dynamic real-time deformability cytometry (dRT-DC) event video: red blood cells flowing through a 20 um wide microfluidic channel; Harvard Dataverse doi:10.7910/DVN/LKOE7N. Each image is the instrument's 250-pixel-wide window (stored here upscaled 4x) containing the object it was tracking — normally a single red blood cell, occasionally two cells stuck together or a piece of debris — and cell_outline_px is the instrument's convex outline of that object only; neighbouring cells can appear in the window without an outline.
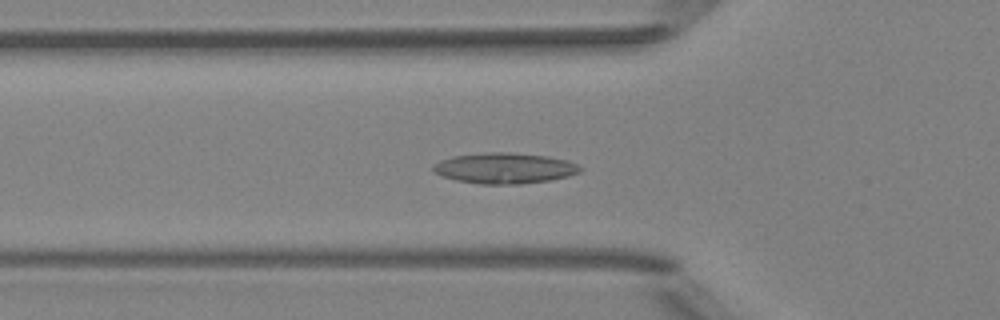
{"species": "Egyptian fruit bat (a non-hibernating species)", "species_latin": "Rousettus aegyptiacus", "temperature_condition": "room temperature", "stored_images_in_passage": 53, "camera_frame_rate_fps": 3000, "um_per_image_px": 0.085, "animal": {"sex": "female"}, "frame": {"image": 1, "passage_image": 18, "time_ms": 5.667, "image_size_px": [1000, 320], "cell_outline_px": [[584, 168], [580, 172], [568, 176], [548, 180], [520, 184], [480, 184], [456, 180], [440, 176], [432, 172], [432, 168], [440, 160], [452, 156], [484, 152], [508, 152], [548, 156], [568, 160]], "centroid_in_image_um": [42.87, 14.29], "position_along_channel_um": 82.9, "area_um2": 26.47}}
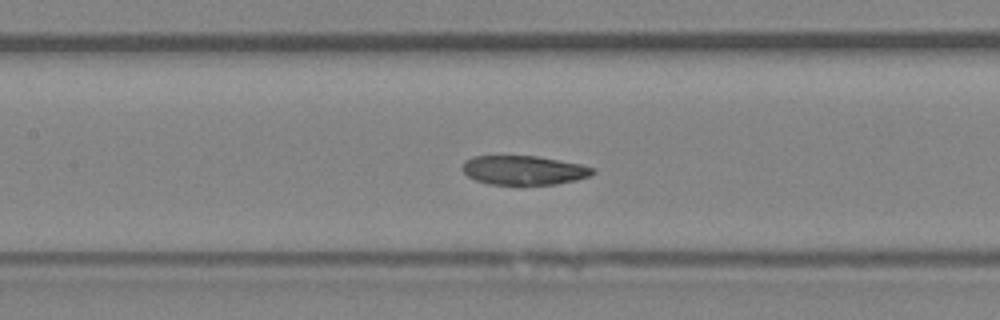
{"frame": {"image": 2, "passage_image": 24, "time_ms": 7.667, "image_size_px": [1000, 320], "cell_outline_px": [[596, 172], [588, 176], [576, 180], [556, 184], [520, 188], [488, 184], [476, 180], [468, 176], [460, 168], [464, 160], [472, 156], [536, 156], [580, 164], [596, 168]], "centroid_in_image_um": [44.49, 14.51], "position_along_channel_um": 162.9, "area_um2": 23.12}}
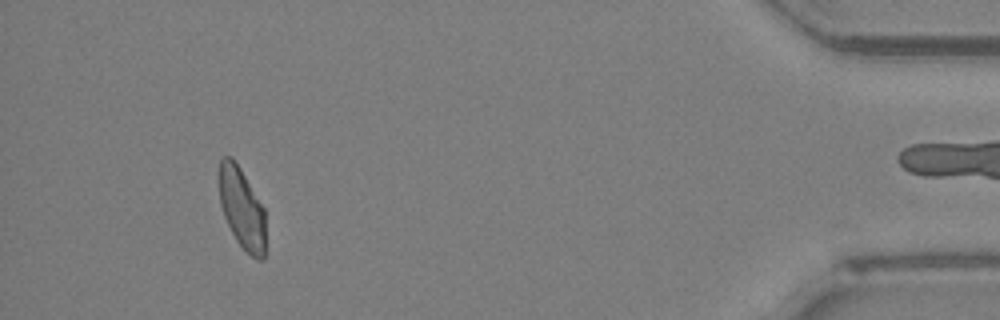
{"frame": {"image": 3, "passage_image": 48, "time_ms": 15.667, "image_size_px": [1000, 320], "cell_outline_px": [[264, 260], [260, 260], [252, 256], [236, 240], [224, 216], [220, 204], [216, 176], [216, 172], [220, 156], [232, 156], [240, 168], [264, 208]], "centroid_in_image_um": [20.48, 17.59], "position_along_channel_um": 414.7, "area_um2": 22.2}, "authors_computed_cell_mechanics": {"area_um2": 23.5246, "velocity_mm_per_s": 3.9975, "shape_relaxation_time_tau1_ms": null, "shape_relaxation_time_tau2_ms": 3.4373, "deformation_change_tau1": null, "deformation_change_tau2": 0.0912}}